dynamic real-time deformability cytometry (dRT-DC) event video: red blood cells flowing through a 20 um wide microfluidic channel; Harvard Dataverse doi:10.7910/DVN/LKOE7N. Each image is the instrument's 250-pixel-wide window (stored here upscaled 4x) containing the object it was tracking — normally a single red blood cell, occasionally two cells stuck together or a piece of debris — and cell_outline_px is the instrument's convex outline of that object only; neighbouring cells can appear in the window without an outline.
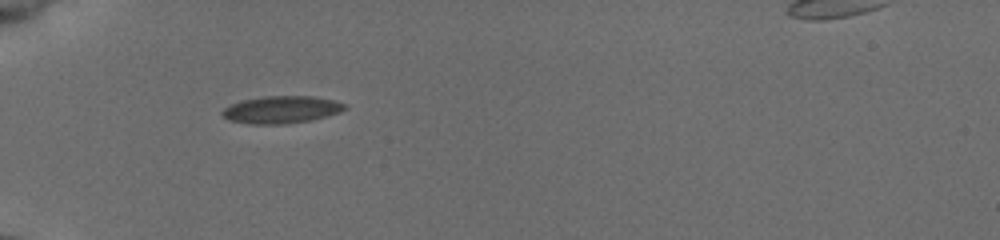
{"species": "common noctule bat (a hibernating species)", "species_latin": "Nyctalus noctula", "temperature_condition": "cold", "stored_images_in_passage": 36, "camera_frame_rate_fps": 3000, "um_per_image_px": 0.085, "animal": {"sex": "female", "body_mass_g": 19.5, "forearm_length_mm": 54.1}, "frame": {"image": 1, "passage_image": 1, "time_ms": 0.0, "image_size_px": [1000, 240], "cell_outline_px": [[348, 108], [340, 112], [312, 120], [284, 124], [248, 124], [228, 120], [220, 112], [224, 108], [232, 104], [244, 100], [264, 96], [312, 96], [332, 100], [348, 104]], "centroid_in_image_um": [23.94, 9.32], "position_along_channel_um": 61.1, "area_um2": 19.54}}
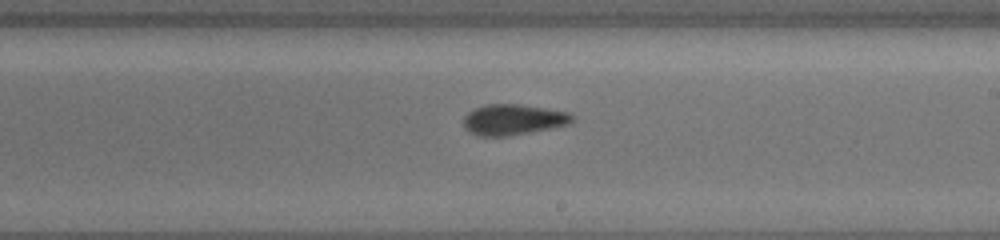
{"frame": {"image": 2, "passage_image": 16, "time_ms": 5.0, "image_size_px": [1000, 240], "cell_outline_px": [[576, 116], [568, 124], [528, 132], [504, 136], [480, 136], [472, 132], [464, 124], [464, 116], [468, 112], [484, 104], [520, 104], [568, 112]], "centroid_in_image_um": [43.63, 10.15], "position_along_channel_um": 245.4, "area_um2": 19.02}}
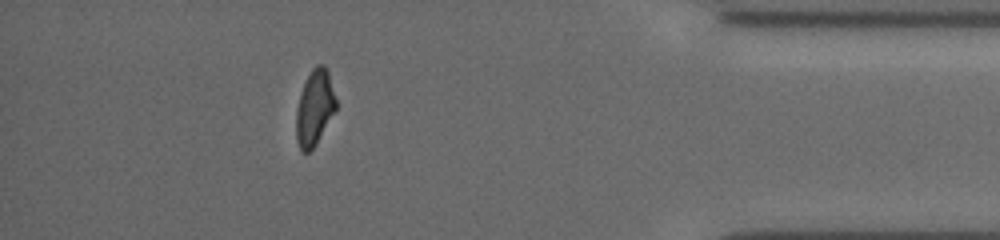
{"frame": {"image": 3, "passage_image": 31, "time_ms": 10.0, "image_size_px": [1000, 240], "cell_outline_px": [[336, 108], [316, 144], [308, 152], [304, 152], [300, 148], [296, 140], [296, 108], [300, 92], [312, 68], [316, 64], [324, 64], [328, 72], [336, 100]], "centroid_in_image_um": [26.72, 9.14], "position_along_channel_um": 408.5, "area_um2": 17.28}, "authors_computed_cell_mechanics": {"area_um2": 18.5249, "velocity_mm_per_s": 3.941, "shape_relaxation_time_tau1_ms": 2.5547, "shape_relaxation_time_tau2_ms": 1.8189, "deformation_change_tau1": 0.11, "deformation_change_tau2": 0.0845}}